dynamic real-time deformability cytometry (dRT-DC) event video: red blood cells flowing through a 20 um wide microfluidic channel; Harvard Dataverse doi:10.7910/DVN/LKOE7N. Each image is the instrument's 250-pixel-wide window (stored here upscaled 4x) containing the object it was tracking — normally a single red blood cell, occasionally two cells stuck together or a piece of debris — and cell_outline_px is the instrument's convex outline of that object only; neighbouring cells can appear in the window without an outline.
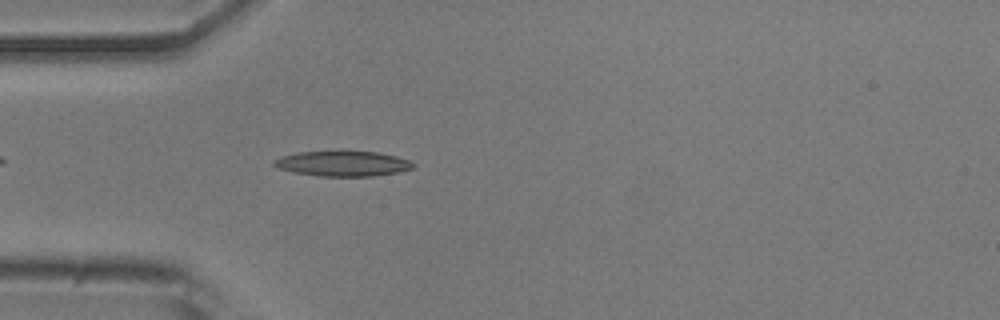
{"species": "common noctule bat (a hibernating species)", "species_latin": "Nyctalus noctula", "temperature_condition": "room temperature", "stored_images_in_passage": 41, "camera_frame_rate_fps": 3000, "um_per_image_px": 0.085, "animal": {"sex": "male", "body_mass_g": 20.5, "forearm_length_mm": 52.5}, "frame": {"image": 1, "passage_image": 4, "time_ms": 1.0, "image_size_px": [1000, 320], "cell_outline_px": [[416, 168], [400, 172], [372, 176], [320, 176], [292, 172], [280, 168], [272, 164], [272, 160], [296, 152], [376, 152], [396, 156], [408, 160], [416, 164]], "centroid_in_image_um": [29.18, 13.92], "position_along_channel_um": 55.8, "area_um2": 20.29}}
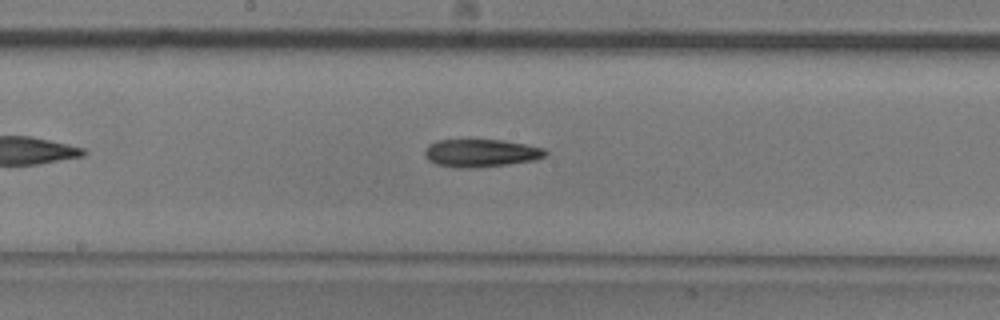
{"frame": {"image": 2, "passage_image": 16, "time_ms": 5.0, "image_size_px": [1000, 320], "cell_outline_px": [[548, 156], [536, 160], [508, 164], [476, 168], [456, 168], [436, 164], [428, 160], [424, 156], [424, 152], [428, 144], [436, 140], [504, 140], [544, 148], [548, 152]], "centroid_in_image_um": [40.88, 13.02], "position_along_channel_um": 207.3, "area_um2": 19.83}}
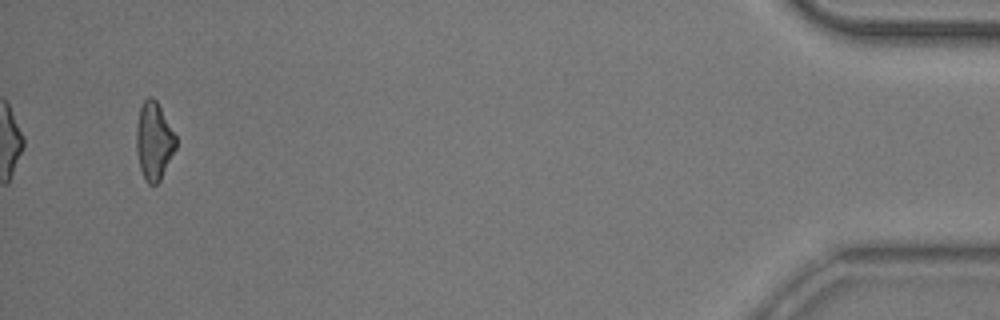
{"frame": {"image": 3, "passage_image": 39, "time_ms": 12.667, "image_size_px": [1000, 320], "cell_outline_px": [[176, 148], [160, 180], [156, 184], [148, 184], [144, 180], [140, 168], [136, 152], [136, 128], [140, 108], [144, 100], [148, 96], [152, 96], [156, 100], [176, 136]], "centroid_in_image_um": [13.07, 12.0], "position_along_channel_um": 422.1, "area_um2": 17.86}, "authors_computed_cell_mechanics": {"area_um2": 18.9584, "velocity_mm_per_s": 3.8695, "shape_relaxation_time_tau1_ms": 6.4875, "shape_relaxation_time_tau2_ms": null, "deformation_change_tau1": 0.1662, "deformation_change_tau2": null}}